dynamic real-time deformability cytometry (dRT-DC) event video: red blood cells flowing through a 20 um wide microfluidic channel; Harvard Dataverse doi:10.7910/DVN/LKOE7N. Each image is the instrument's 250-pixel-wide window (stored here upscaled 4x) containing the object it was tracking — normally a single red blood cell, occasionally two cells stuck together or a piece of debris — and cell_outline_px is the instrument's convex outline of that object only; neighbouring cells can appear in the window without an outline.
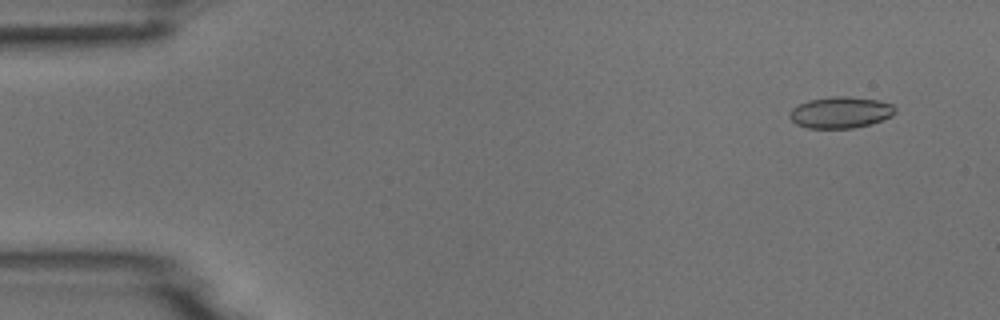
{"species": "common noctule bat (a hibernating species)", "species_latin": "Nyctalus noctula", "temperature_condition": "room temperature", "stored_images_in_passage": 6, "camera_frame_rate_fps": 3000, "um_per_image_px": 0.085, "animal": {"sex": "male", "body_mass_g": 18.8}, "frame": {"image": 1, "passage_image": 1, "time_ms": 0.0, "image_size_px": [1000, 320], "cell_outline_px": [[896, 112], [892, 116], [872, 124], [852, 128], [808, 128], [796, 124], [788, 116], [788, 112], [792, 108], [808, 100], [832, 96], [848, 96], [880, 100], [892, 104], [896, 108]], "centroid_in_image_um": [71.46, 9.55], "position_along_channel_um": 13.5, "area_um2": 19.54}}
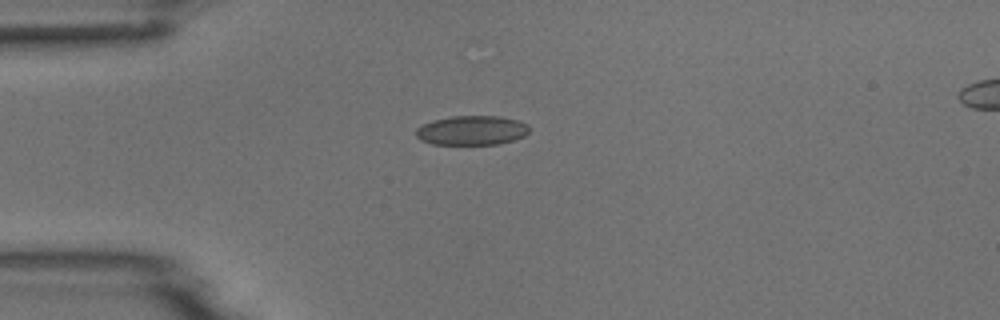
{"frame": {"image": 2, "passage_image": 4, "time_ms": 3.333, "image_size_px": [1000, 320], "cell_outline_px": [[528, 132], [524, 136], [500, 144], [432, 144], [420, 140], [416, 136], [416, 128], [432, 120], [452, 116], [500, 116], [516, 120], [528, 124]], "centroid_in_image_um": [40.08, 11.08], "position_along_channel_um": 44.9, "area_um2": 19.36}}